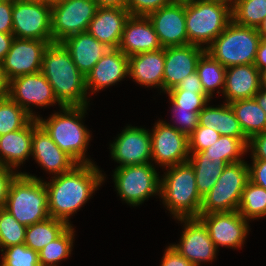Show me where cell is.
Segmentation results:
<instances>
[{
    "instance_id": "1",
    "label": "cell",
    "mask_w": 266,
    "mask_h": 266,
    "mask_svg": "<svg viewBox=\"0 0 266 266\" xmlns=\"http://www.w3.org/2000/svg\"><path fill=\"white\" fill-rule=\"evenodd\" d=\"M104 176L94 163L76 164L70 171L56 175L50 183L44 182L47 191L48 211L52 218L68 222L94 191Z\"/></svg>"
},
{
    "instance_id": "2",
    "label": "cell",
    "mask_w": 266,
    "mask_h": 266,
    "mask_svg": "<svg viewBox=\"0 0 266 266\" xmlns=\"http://www.w3.org/2000/svg\"><path fill=\"white\" fill-rule=\"evenodd\" d=\"M41 73L63 107L88 105L86 77L74 64L62 43L53 42L45 48Z\"/></svg>"
},
{
    "instance_id": "3",
    "label": "cell",
    "mask_w": 266,
    "mask_h": 266,
    "mask_svg": "<svg viewBox=\"0 0 266 266\" xmlns=\"http://www.w3.org/2000/svg\"><path fill=\"white\" fill-rule=\"evenodd\" d=\"M229 2V3H228ZM229 0L185 1V26L188 44H211L232 21Z\"/></svg>"
},
{
    "instance_id": "4",
    "label": "cell",
    "mask_w": 266,
    "mask_h": 266,
    "mask_svg": "<svg viewBox=\"0 0 266 266\" xmlns=\"http://www.w3.org/2000/svg\"><path fill=\"white\" fill-rule=\"evenodd\" d=\"M86 108L87 105L64 106L61 108L64 114H52L47 120L37 117L39 124L51 139L77 164L92 163L90 159H85L90 132L80 123Z\"/></svg>"
},
{
    "instance_id": "5",
    "label": "cell",
    "mask_w": 266,
    "mask_h": 266,
    "mask_svg": "<svg viewBox=\"0 0 266 266\" xmlns=\"http://www.w3.org/2000/svg\"><path fill=\"white\" fill-rule=\"evenodd\" d=\"M161 180L160 195L175 218H197L202 197L197 191L192 165L187 161L169 167Z\"/></svg>"
},
{
    "instance_id": "6",
    "label": "cell",
    "mask_w": 266,
    "mask_h": 266,
    "mask_svg": "<svg viewBox=\"0 0 266 266\" xmlns=\"http://www.w3.org/2000/svg\"><path fill=\"white\" fill-rule=\"evenodd\" d=\"M42 181L21 172L10 185L4 208L26 227L50 217L46 186Z\"/></svg>"
},
{
    "instance_id": "7",
    "label": "cell",
    "mask_w": 266,
    "mask_h": 266,
    "mask_svg": "<svg viewBox=\"0 0 266 266\" xmlns=\"http://www.w3.org/2000/svg\"><path fill=\"white\" fill-rule=\"evenodd\" d=\"M261 36L257 28L241 26L233 20L214 41L206 52L224 67L254 64Z\"/></svg>"
},
{
    "instance_id": "8",
    "label": "cell",
    "mask_w": 266,
    "mask_h": 266,
    "mask_svg": "<svg viewBox=\"0 0 266 266\" xmlns=\"http://www.w3.org/2000/svg\"><path fill=\"white\" fill-rule=\"evenodd\" d=\"M249 181V165L243 161L227 164L211 190L202 197L199 214L238 210L242 192Z\"/></svg>"
},
{
    "instance_id": "9",
    "label": "cell",
    "mask_w": 266,
    "mask_h": 266,
    "mask_svg": "<svg viewBox=\"0 0 266 266\" xmlns=\"http://www.w3.org/2000/svg\"><path fill=\"white\" fill-rule=\"evenodd\" d=\"M12 34L53 43L51 5L40 0H13Z\"/></svg>"
},
{
    "instance_id": "10",
    "label": "cell",
    "mask_w": 266,
    "mask_h": 266,
    "mask_svg": "<svg viewBox=\"0 0 266 266\" xmlns=\"http://www.w3.org/2000/svg\"><path fill=\"white\" fill-rule=\"evenodd\" d=\"M98 7L94 0H63L51 5L53 42L86 32Z\"/></svg>"
},
{
    "instance_id": "11",
    "label": "cell",
    "mask_w": 266,
    "mask_h": 266,
    "mask_svg": "<svg viewBox=\"0 0 266 266\" xmlns=\"http://www.w3.org/2000/svg\"><path fill=\"white\" fill-rule=\"evenodd\" d=\"M113 177L120 198L132 206L160 194L161 180L151 163L117 167Z\"/></svg>"
},
{
    "instance_id": "12",
    "label": "cell",
    "mask_w": 266,
    "mask_h": 266,
    "mask_svg": "<svg viewBox=\"0 0 266 266\" xmlns=\"http://www.w3.org/2000/svg\"><path fill=\"white\" fill-rule=\"evenodd\" d=\"M47 41L14 37L10 50L0 64L7 81L41 71Z\"/></svg>"
},
{
    "instance_id": "13",
    "label": "cell",
    "mask_w": 266,
    "mask_h": 266,
    "mask_svg": "<svg viewBox=\"0 0 266 266\" xmlns=\"http://www.w3.org/2000/svg\"><path fill=\"white\" fill-rule=\"evenodd\" d=\"M151 134L152 159L165 167L187 162L189 159L188 136L173 125L159 121Z\"/></svg>"
},
{
    "instance_id": "14",
    "label": "cell",
    "mask_w": 266,
    "mask_h": 266,
    "mask_svg": "<svg viewBox=\"0 0 266 266\" xmlns=\"http://www.w3.org/2000/svg\"><path fill=\"white\" fill-rule=\"evenodd\" d=\"M197 218L207 228L208 234L216 248H218V245L239 248L248 233V223L238 210L199 214Z\"/></svg>"
},
{
    "instance_id": "15",
    "label": "cell",
    "mask_w": 266,
    "mask_h": 266,
    "mask_svg": "<svg viewBox=\"0 0 266 266\" xmlns=\"http://www.w3.org/2000/svg\"><path fill=\"white\" fill-rule=\"evenodd\" d=\"M8 96L33 118H37V116L33 115L32 110L29 108L31 103L41 107L58 102L60 108L63 107L55 97L52 86L41 71L10 80Z\"/></svg>"
},
{
    "instance_id": "16",
    "label": "cell",
    "mask_w": 266,
    "mask_h": 266,
    "mask_svg": "<svg viewBox=\"0 0 266 266\" xmlns=\"http://www.w3.org/2000/svg\"><path fill=\"white\" fill-rule=\"evenodd\" d=\"M163 48L188 44L185 1H174L147 16Z\"/></svg>"
},
{
    "instance_id": "17",
    "label": "cell",
    "mask_w": 266,
    "mask_h": 266,
    "mask_svg": "<svg viewBox=\"0 0 266 266\" xmlns=\"http://www.w3.org/2000/svg\"><path fill=\"white\" fill-rule=\"evenodd\" d=\"M111 146V155L118 167L150 163L151 134L144 128L126 127Z\"/></svg>"
},
{
    "instance_id": "18",
    "label": "cell",
    "mask_w": 266,
    "mask_h": 266,
    "mask_svg": "<svg viewBox=\"0 0 266 266\" xmlns=\"http://www.w3.org/2000/svg\"><path fill=\"white\" fill-rule=\"evenodd\" d=\"M179 220L185 223V229L180 244L171 246L194 266H199L204 261H212L217 248L204 224L198 218H179Z\"/></svg>"
},
{
    "instance_id": "19",
    "label": "cell",
    "mask_w": 266,
    "mask_h": 266,
    "mask_svg": "<svg viewBox=\"0 0 266 266\" xmlns=\"http://www.w3.org/2000/svg\"><path fill=\"white\" fill-rule=\"evenodd\" d=\"M164 52L163 91L168 92L177 87L187 75L196 72L198 60L206 52V48L187 44L165 47Z\"/></svg>"
},
{
    "instance_id": "20",
    "label": "cell",
    "mask_w": 266,
    "mask_h": 266,
    "mask_svg": "<svg viewBox=\"0 0 266 266\" xmlns=\"http://www.w3.org/2000/svg\"><path fill=\"white\" fill-rule=\"evenodd\" d=\"M129 17L130 13L125 8L98 7L87 32L110 49H117Z\"/></svg>"
},
{
    "instance_id": "21",
    "label": "cell",
    "mask_w": 266,
    "mask_h": 266,
    "mask_svg": "<svg viewBox=\"0 0 266 266\" xmlns=\"http://www.w3.org/2000/svg\"><path fill=\"white\" fill-rule=\"evenodd\" d=\"M163 48L147 16L130 15L126 21L119 50L128 57Z\"/></svg>"
},
{
    "instance_id": "22",
    "label": "cell",
    "mask_w": 266,
    "mask_h": 266,
    "mask_svg": "<svg viewBox=\"0 0 266 266\" xmlns=\"http://www.w3.org/2000/svg\"><path fill=\"white\" fill-rule=\"evenodd\" d=\"M31 155L45 170L55 173V176L70 171L77 164L57 146L40 124L33 130Z\"/></svg>"
},
{
    "instance_id": "23",
    "label": "cell",
    "mask_w": 266,
    "mask_h": 266,
    "mask_svg": "<svg viewBox=\"0 0 266 266\" xmlns=\"http://www.w3.org/2000/svg\"><path fill=\"white\" fill-rule=\"evenodd\" d=\"M129 71V57L117 49H109L85 76L86 89L95 92L125 78Z\"/></svg>"
},
{
    "instance_id": "24",
    "label": "cell",
    "mask_w": 266,
    "mask_h": 266,
    "mask_svg": "<svg viewBox=\"0 0 266 266\" xmlns=\"http://www.w3.org/2000/svg\"><path fill=\"white\" fill-rule=\"evenodd\" d=\"M261 88V72L254 64L226 68L225 87L222 91L226 97V103L254 98Z\"/></svg>"
},
{
    "instance_id": "25",
    "label": "cell",
    "mask_w": 266,
    "mask_h": 266,
    "mask_svg": "<svg viewBox=\"0 0 266 266\" xmlns=\"http://www.w3.org/2000/svg\"><path fill=\"white\" fill-rule=\"evenodd\" d=\"M38 125L37 118H33L24 128L0 136L1 166L14 168L23 164L32 153L33 130Z\"/></svg>"
},
{
    "instance_id": "26",
    "label": "cell",
    "mask_w": 266,
    "mask_h": 266,
    "mask_svg": "<svg viewBox=\"0 0 266 266\" xmlns=\"http://www.w3.org/2000/svg\"><path fill=\"white\" fill-rule=\"evenodd\" d=\"M61 43L69 51L74 64L84 76L110 49L87 31L69 36Z\"/></svg>"
},
{
    "instance_id": "27",
    "label": "cell",
    "mask_w": 266,
    "mask_h": 266,
    "mask_svg": "<svg viewBox=\"0 0 266 266\" xmlns=\"http://www.w3.org/2000/svg\"><path fill=\"white\" fill-rule=\"evenodd\" d=\"M164 63V48L135 54L129 57L128 75L139 84L159 86L163 90Z\"/></svg>"
},
{
    "instance_id": "28",
    "label": "cell",
    "mask_w": 266,
    "mask_h": 266,
    "mask_svg": "<svg viewBox=\"0 0 266 266\" xmlns=\"http://www.w3.org/2000/svg\"><path fill=\"white\" fill-rule=\"evenodd\" d=\"M199 126L208 127L218 131L222 136H231L239 139H248L229 103L221 107L207 105L199 113Z\"/></svg>"
},
{
    "instance_id": "29",
    "label": "cell",
    "mask_w": 266,
    "mask_h": 266,
    "mask_svg": "<svg viewBox=\"0 0 266 266\" xmlns=\"http://www.w3.org/2000/svg\"><path fill=\"white\" fill-rule=\"evenodd\" d=\"M192 154L188 162L194 169L197 191L204 197L215 185L227 163L221 157L207 155L203 151Z\"/></svg>"
},
{
    "instance_id": "30",
    "label": "cell",
    "mask_w": 266,
    "mask_h": 266,
    "mask_svg": "<svg viewBox=\"0 0 266 266\" xmlns=\"http://www.w3.org/2000/svg\"><path fill=\"white\" fill-rule=\"evenodd\" d=\"M229 105L248 139L266 131V113L255 98L236 100Z\"/></svg>"
},
{
    "instance_id": "31",
    "label": "cell",
    "mask_w": 266,
    "mask_h": 266,
    "mask_svg": "<svg viewBox=\"0 0 266 266\" xmlns=\"http://www.w3.org/2000/svg\"><path fill=\"white\" fill-rule=\"evenodd\" d=\"M65 221L49 217L26 227L24 244L39 252L47 244L55 240L67 227Z\"/></svg>"
},
{
    "instance_id": "32",
    "label": "cell",
    "mask_w": 266,
    "mask_h": 266,
    "mask_svg": "<svg viewBox=\"0 0 266 266\" xmlns=\"http://www.w3.org/2000/svg\"><path fill=\"white\" fill-rule=\"evenodd\" d=\"M204 92L211 98L216 87H225V72L224 67L219 61L213 59L205 52L197 63L196 69Z\"/></svg>"
},
{
    "instance_id": "33",
    "label": "cell",
    "mask_w": 266,
    "mask_h": 266,
    "mask_svg": "<svg viewBox=\"0 0 266 266\" xmlns=\"http://www.w3.org/2000/svg\"><path fill=\"white\" fill-rule=\"evenodd\" d=\"M231 8L232 20L241 26L258 28L266 17V0H233Z\"/></svg>"
},
{
    "instance_id": "34",
    "label": "cell",
    "mask_w": 266,
    "mask_h": 266,
    "mask_svg": "<svg viewBox=\"0 0 266 266\" xmlns=\"http://www.w3.org/2000/svg\"><path fill=\"white\" fill-rule=\"evenodd\" d=\"M238 212L246 220L266 216V189L249 180L242 192Z\"/></svg>"
},
{
    "instance_id": "35",
    "label": "cell",
    "mask_w": 266,
    "mask_h": 266,
    "mask_svg": "<svg viewBox=\"0 0 266 266\" xmlns=\"http://www.w3.org/2000/svg\"><path fill=\"white\" fill-rule=\"evenodd\" d=\"M74 229L69 225L55 240L38 252L40 266H57L71 254Z\"/></svg>"
},
{
    "instance_id": "36",
    "label": "cell",
    "mask_w": 266,
    "mask_h": 266,
    "mask_svg": "<svg viewBox=\"0 0 266 266\" xmlns=\"http://www.w3.org/2000/svg\"><path fill=\"white\" fill-rule=\"evenodd\" d=\"M33 117L9 96L0 99V136L24 128Z\"/></svg>"
},
{
    "instance_id": "37",
    "label": "cell",
    "mask_w": 266,
    "mask_h": 266,
    "mask_svg": "<svg viewBox=\"0 0 266 266\" xmlns=\"http://www.w3.org/2000/svg\"><path fill=\"white\" fill-rule=\"evenodd\" d=\"M249 139H239L231 136L220 135L219 139L211 146L204 149L207 155L219 156L227 164L238 163L243 160L240 156L247 152Z\"/></svg>"
},
{
    "instance_id": "38",
    "label": "cell",
    "mask_w": 266,
    "mask_h": 266,
    "mask_svg": "<svg viewBox=\"0 0 266 266\" xmlns=\"http://www.w3.org/2000/svg\"><path fill=\"white\" fill-rule=\"evenodd\" d=\"M26 226L20 224L5 208H0V247L22 244L25 241Z\"/></svg>"
},
{
    "instance_id": "39",
    "label": "cell",
    "mask_w": 266,
    "mask_h": 266,
    "mask_svg": "<svg viewBox=\"0 0 266 266\" xmlns=\"http://www.w3.org/2000/svg\"><path fill=\"white\" fill-rule=\"evenodd\" d=\"M0 266H40L38 252L24 243L5 248Z\"/></svg>"
},
{
    "instance_id": "40",
    "label": "cell",
    "mask_w": 266,
    "mask_h": 266,
    "mask_svg": "<svg viewBox=\"0 0 266 266\" xmlns=\"http://www.w3.org/2000/svg\"><path fill=\"white\" fill-rule=\"evenodd\" d=\"M172 107L200 112L211 99L205 92L168 91Z\"/></svg>"
},
{
    "instance_id": "41",
    "label": "cell",
    "mask_w": 266,
    "mask_h": 266,
    "mask_svg": "<svg viewBox=\"0 0 266 266\" xmlns=\"http://www.w3.org/2000/svg\"><path fill=\"white\" fill-rule=\"evenodd\" d=\"M220 137V133L214 129L204 126H197L188 136L189 152H200L211 146Z\"/></svg>"
},
{
    "instance_id": "42",
    "label": "cell",
    "mask_w": 266,
    "mask_h": 266,
    "mask_svg": "<svg viewBox=\"0 0 266 266\" xmlns=\"http://www.w3.org/2000/svg\"><path fill=\"white\" fill-rule=\"evenodd\" d=\"M174 0H128L127 10L133 16H148Z\"/></svg>"
},
{
    "instance_id": "43",
    "label": "cell",
    "mask_w": 266,
    "mask_h": 266,
    "mask_svg": "<svg viewBox=\"0 0 266 266\" xmlns=\"http://www.w3.org/2000/svg\"><path fill=\"white\" fill-rule=\"evenodd\" d=\"M173 112L177 115V119H179V124L181 127H175L179 132L189 136L195 128L199 125V113L200 112H192L191 110L179 109V107H173Z\"/></svg>"
},
{
    "instance_id": "44",
    "label": "cell",
    "mask_w": 266,
    "mask_h": 266,
    "mask_svg": "<svg viewBox=\"0 0 266 266\" xmlns=\"http://www.w3.org/2000/svg\"><path fill=\"white\" fill-rule=\"evenodd\" d=\"M12 171V169L0 165V208L5 207L10 185L19 174Z\"/></svg>"
},
{
    "instance_id": "45",
    "label": "cell",
    "mask_w": 266,
    "mask_h": 266,
    "mask_svg": "<svg viewBox=\"0 0 266 266\" xmlns=\"http://www.w3.org/2000/svg\"><path fill=\"white\" fill-rule=\"evenodd\" d=\"M13 0L0 1V32L12 33Z\"/></svg>"
},
{
    "instance_id": "46",
    "label": "cell",
    "mask_w": 266,
    "mask_h": 266,
    "mask_svg": "<svg viewBox=\"0 0 266 266\" xmlns=\"http://www.w3.org/2000/svg\"><path fill=\"white\" fill-rule=\"evenodd\" d=\"M252 149L253 160H266V131L251 137L248 141V149Z\"/></svg>"
},
{
    "instance_id": "47",
    "label": "cell",
    "mask_w": 266,
    "mask_h": 266,
    "mask_svg": "<svg viewBox=\"0 0 266 266\" xmlns=\"http://www.w3.org/2000/svg\"><path fill=\"white\" fill-rule=\"evenodd\" d=\"M249 180L266 189V160H253L252 167L249 166Z\"/></svg>"
},
{
    "instance_id": "48",
    "label": "cell",
    "mask_w": 266,
    "mask_h": 266,
    "mask_svg": "<svg viewBox=\"0 0 266 266\" xmlns=\"http://www.w3.org/2000/svg\"><path fill=\"white\" fill-rule=\"evenodd\" d=\"M169 91H190V92H204L202 84L200 82L199 75L196 72H193L190 75H187L177 87Z\"/></svg>"
},
{
    "instance_id": "49",
    "label": "cell",
    "mask_w": 266,
    "mask_h": 266,
    "mask_svg": "<svg viewBox=\"0 0 266 266\" xmlns=\"http://www.w3.org/2000/svg\"><path fill=\"white\" fill-rule=\"evenodd\" d=\"M165 251L161 266H194L172 246H169Z\"/></svg>"
},
{
    "instance_id": "50",
    "label": "cell",
    "mask_w": 266,
    "mask_h": 266,
    "mask_svg": "<svg viewBox=\"0 0 266 266\" xmlns=\"http://www.w3.org/2000/svg\"><path fill=\"white\" fill-rule=\"evenodd\" d=\"M254 65L260 72L266 69V39H261L259 42Z\"/></svg>"
},
{
    "instance_id": "51",
    "label": "cell",
    "mask_w": 266,
    "mask_h": 266,
    "mask_svg": "<svg viewBox=\"0 0 266 266\" xmlns=\"http://www.w3.org/2000/svg\"><path fill=\"white\" fill-rule=\"evenodd\" d=\"M14 39L12 33H1L0 32V64L4 61L5 56L10 50L11 43Z\"/></svg>"
},
{
    "instance_id": "52",
    "label": "cell",
    "mask_w": 266,
    "mask_h": 266,
    "mask_svg": "<svg viewBox=\"0 0 266 266\" xmlns=\"http://www.w3.org/2000/svg\"><path fill=\"white\" fill-rule=\"evenodd\" d=\"M99 7L127 8L128 0H94Z\"/></svg>"
},
{
    "instance_id": "53",
    "label": "cell",
    "mask_w": 266,
    "mask_h": 266,
    "mask_svg": "<svg viewBox=\"0 0 266 266\" xmlns=\"http://www.w3.org/2000/svg\"><path fill=\"white\" fill-rule=\"evenodd\" d=\"M8 87L9 82L7 81L4 71L2 70L0 65V99L8 97Z\"/></svg>"
},
{
    "instance_id": "54",
    "label": "cell",
    "mask_w": 266,
    "mask_h": 266,
    "mask_svg": "<svg viewBox=\"0 0 266 266\" xmlns=\"http://www.w3.org/2000/svg\"><path fill=\"white\" fill-rule=\"evenodd\" d=\"M255 100L266 113V88L262 87L259 92L254 96Z\"/></svg>"
},
{
    "instance_id": "55",
    "label": "cell",
    "mask_w": 266,
    "mask_h": 266,
    "mask_svg": "<svg viewBox=\"0 0 266 266\" xmlns=\"http://www.w3.org/2000/svg\"><path fill=\"white\" fill-rule=\"evenodd\" d=\"M259 35L261 36V39H266V17L262 21V23L257 28Z\"/></svg>"
},
{
    "instance_id": "56",
    "label": "cell",
    "mask_w": 266,
    "mask_h": 266,
    "mask_svg": "<svg viewBox=\"0 0 266 266\" xmlns=\"http://www.w3.org/2000/svg\"><path fill=\"white\" fill-rule=\"evenodd\" d=\"M262 87L266 88V69L261 72Z\"/></svg>"
},
{
    "instance_id": "57",
    "label": "cell",
    "mask_w": 266,
    "mask_h": 266,
    "mask_svg": "<svg viewBox=\"0 0 266 266\" xmlns=\"http://www.w3.org/2000/svg\"><path fill=\"white\" fill-rule=\"evenodd\" d=\"M40 1H42L44 3H48L50 5H53V4L60 2V1H63V0H40Z\"/></svg>"
}]
</instances>
